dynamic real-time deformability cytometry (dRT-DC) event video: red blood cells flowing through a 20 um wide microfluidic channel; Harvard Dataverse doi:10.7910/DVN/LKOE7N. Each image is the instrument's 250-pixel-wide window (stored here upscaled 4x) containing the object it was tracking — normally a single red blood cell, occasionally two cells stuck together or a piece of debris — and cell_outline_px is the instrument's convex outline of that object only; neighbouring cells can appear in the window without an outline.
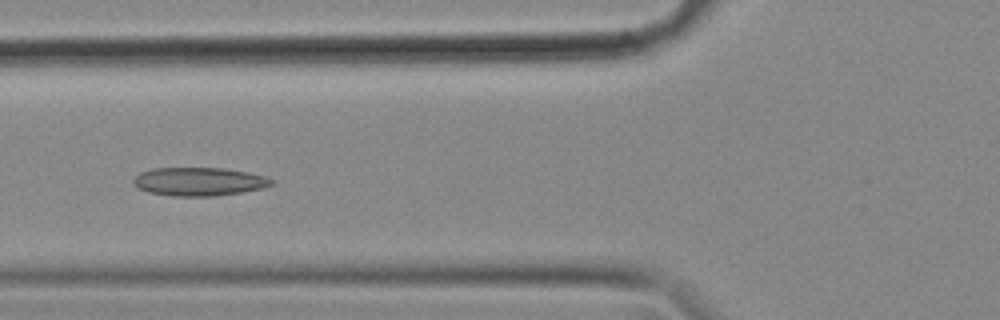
{"species": "common noctule bat (a hibernating species)", "species_latin": "Nyctalus noctula", "temperature_condition": "cold", "stored_images_in_passage": 53, "camera_frame_rate_fps": 3000, "um_per_image_px": 0.085, "animal": {"sex": "female", "body_mass_g": 18.4}, "frame": {"image": 1, "passage_image": 18, "time_ms": 5.667, "image_size_px": [1000, 320], "cell_outline_px": [[276, 180], [272, 184], [260, 188], [240, 192], [216, 196], [172, 196], [148, 192], [132, 184], [132, 180], [140, 172], [152, 168], [224, 168], [248, 172], [268, 176]], "centroid_in_image_um": [16.92, 15.43], "position_along_channel_um": 108.9, "area_um2": 22.95}}
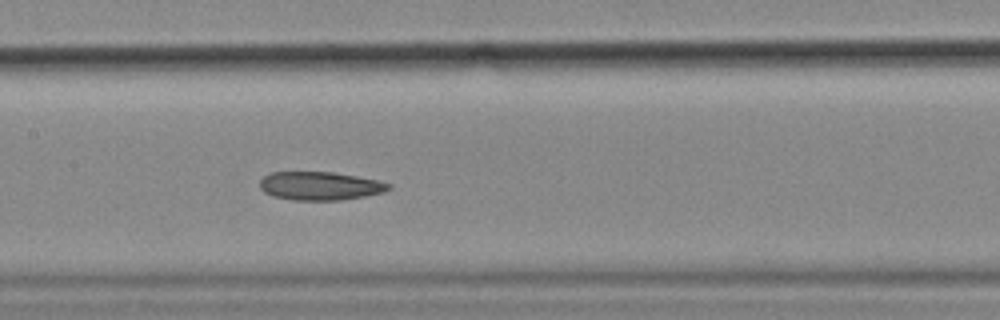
{"frame": {"image": 2, "passage_image": 24, "time_ms": 7.667, "image_size_px": [1000, 320], "cell_outline_px": [[392, 188], [384, 192], [364, 196], [340, 200], [292, 200], [272, 196], [264, 192], [260, 188], [260, 180], [264, 176], [272, 172], [332, 172], [380, 180], [392, 184]], "centroid_in_image_um": [27.22, 15.8], "position_along_channel_um": 180.2, "area_um2": 21.44}}
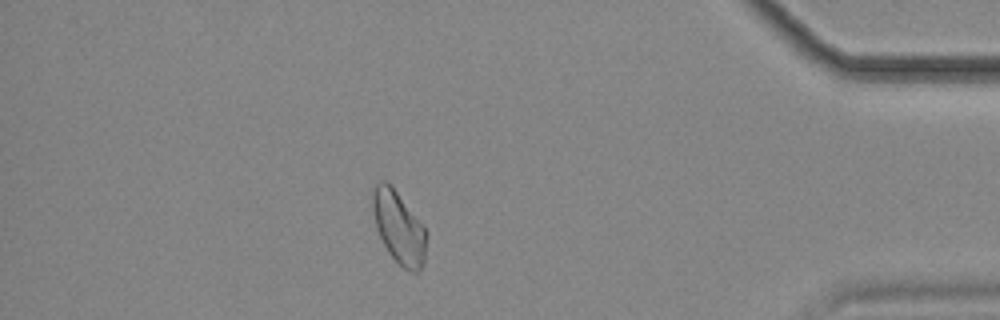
{"frame": {"image": 3, "passage_image": 46, "time_ms": 15.0, "image_size_px": [1000, 320], "cell_outline_px": [[428, 236], [424, 260], [420, 272], [412, 272], [404, 268], [388, 252], [376, 228], [372, 212], [372, 188], [380, 180], [384, 180], [392, 184], [424, 224], [428, 232]], "centroid_in_image_um": [33.92, 19.28], "position_along_channel_um": 401.3, "area_um2": 23.29}, "authors_computed_cell_mechanics": {"area_um2": 22.9466, "velocity_mm_per_s": 3.5659, "shape_relaxation_time_tau1_ms": null, "shape_relaxation_time_tau2_ms": 7.4042, "deformation_change_tau1": null, "deformation_change_tau2": 0.139}}